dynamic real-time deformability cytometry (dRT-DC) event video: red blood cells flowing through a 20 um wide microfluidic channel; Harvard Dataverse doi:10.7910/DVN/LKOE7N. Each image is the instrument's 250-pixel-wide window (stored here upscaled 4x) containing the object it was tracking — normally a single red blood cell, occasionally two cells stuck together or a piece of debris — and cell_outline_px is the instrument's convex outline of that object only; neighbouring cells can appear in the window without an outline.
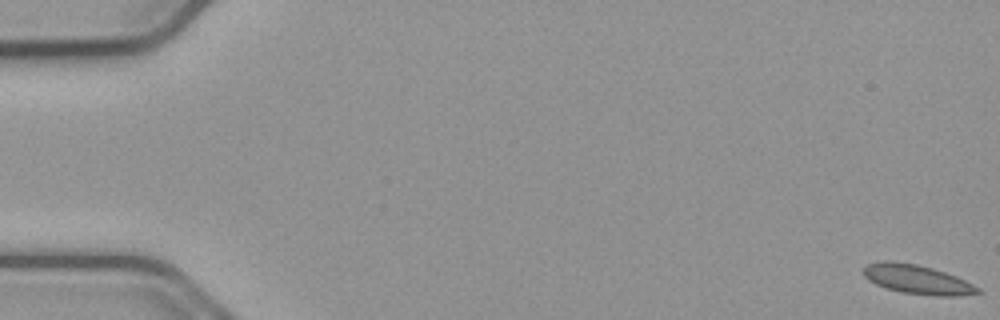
{"species": "common noctule bat (a hibernating species)", "species_latin": "Nyctalus noctula", "temperature_condition": "cold", "stored_images_in_passage": 56, "camera_frame_rate_fps": 3000, "um_per_image_px": 0.085, "animal": {"sex": "male", "body_mass_g": 23.1, "forearm_length_mm": 52.7}, "frame": {"image": 1, "passage_image": 1, "time_ms": 0.0, "image_size_px": [1000, 320], "cell_outline_px": [[984, 292], [956, 296], [936, 296], [900, 292], [876, 284], [868, 280], [864, 276], [864, 268], [868, 264], [884, 260], [892, 260], [916, 264], [932, 268], [956, 276], [980, 288]], "centroid_in_image_um": [77.97, 23.75], "position_along_channel_um": 7.0, "area_um2": 19.36}}
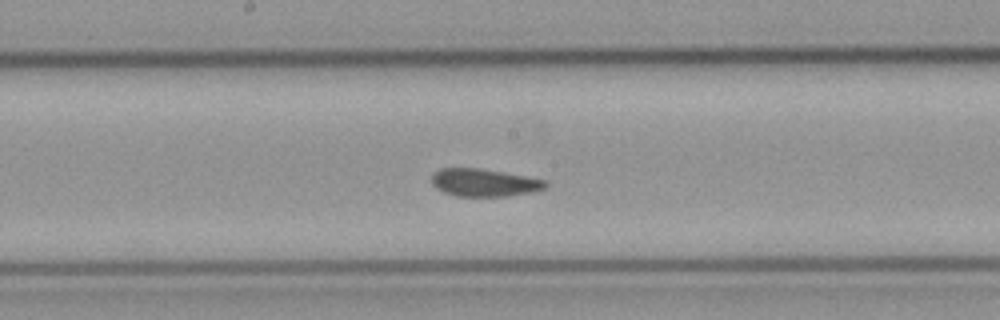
{"frame": {"image": 2, "passage_image": 30, "time_ms": 9.667, "image_size_px": [1000, 320], "cell_outline_px": [[548, 184], [544, 188], [532, 192], [508, 196], [456, 196], [444, 192], [436, 188], [432, 184], [432, 172], [440, 168], [480, 168], [528, 176], [548, 180]], "centroid_in_image_um": [41.16, 15.51], "position_along_channel_um": 207.0, "area_um2": 18.55}}
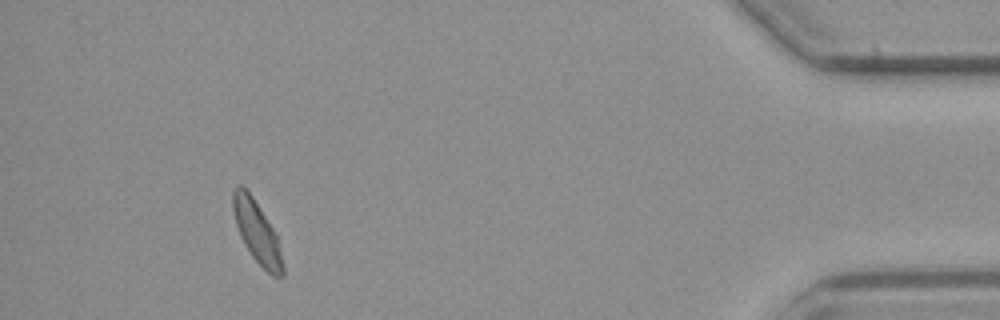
{"frame": {"image": 3, "passage_image": 52, "time_ms": 17.0, "image_size_px": [1000, 320], "cell_outline_px": [[284, 276], [272, 276], [252, 256], [244, 244], [240, 236], [236, 224], [232, 208], [232, 192], [240, 184], [252, 196], [276, 232], [284, 268]], "centroid_in_image_um": [21.84, 19.73], "position_along_channel_um": 413.4, "area_um2": 17.74}, "authors_computed_cell_mechanics": {"area_um2": 18.7272, "velocity_mm_per_s": 3.7134, "shape_relaxation_time_tau1_ms": 3.4579, "shape_relaxation_time_tau2_ms": 0.6086, "deformation_change_tau1": 0.0938, "deformation_change_tau2": 0.052}}